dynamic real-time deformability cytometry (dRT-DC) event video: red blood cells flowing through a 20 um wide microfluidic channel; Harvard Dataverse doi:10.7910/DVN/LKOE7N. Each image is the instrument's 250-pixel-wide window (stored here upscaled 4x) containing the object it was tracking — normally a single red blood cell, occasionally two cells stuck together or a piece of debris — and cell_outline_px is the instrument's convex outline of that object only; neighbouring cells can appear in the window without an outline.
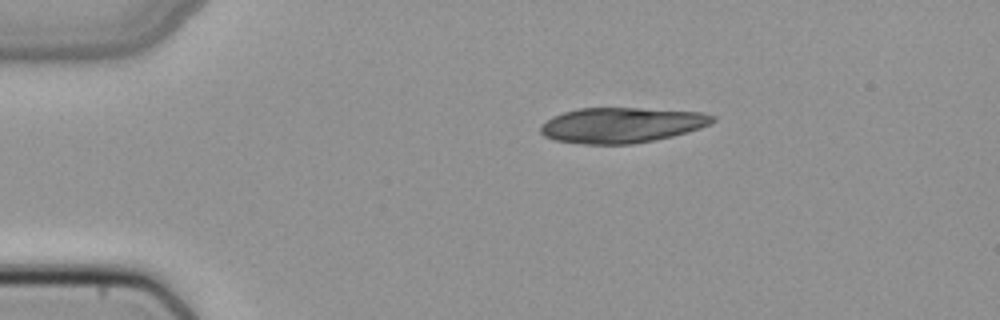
{"species": "common noctule bat (a hibernating species)", "species_latin": "Nyctalus noctula", "temperature_condition": "cold", "stored_images_in_passage": 40, "camera_frame_rate_fps": 3000, "um_per_image_px": 0.085, "animal": {"sex": "female", "body_mass_g": 22.7, "forearm_length_mm": 54.2}, "frame": {"image": 1, "passage_image": 1, "time_ms": 0.0, "image_size_px": [1000, 320], "cell_outline_px": [[716, 120], [700, 128], [688, 132], [672, 136], [632, 144], [584, 144], [556, 140], [544, 136], [540, 132], [540, 128], [552, 116], [564, 112], [580, 108], [640, 108], [704, 112], [716, 116]], "centroid_in_image_um": [52.86, 10.63], "position_along_channel_um": 32.1, "area_um2": 35.32}}
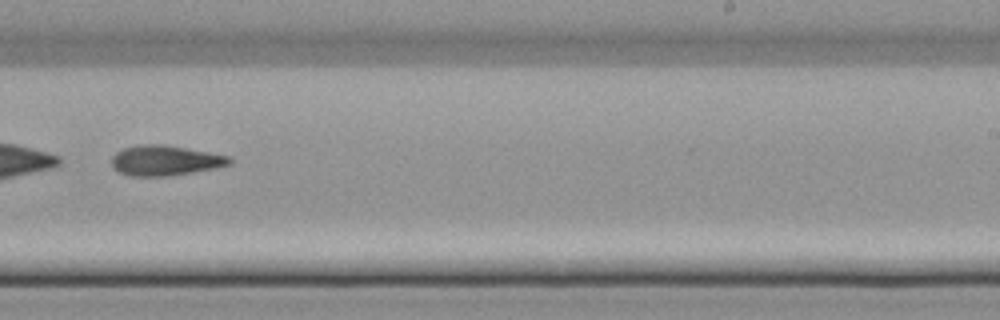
{"frame": {"image": 2, "passage_image": 23, "time_ms": 7.333, "image_size_px": [1000, 320], "cell_outline_px": [[232, 164], [216, 168], [168, 176], [128, 176], [116, 172], [112, 168], [112, 156], [116, 152], [124, 148], [140, 144], [164, 144], [208, 152], [228, 156], [232, 160]], "centroid_in_image_um": [13.99, 13.65], "position_along_channel_um": 275.0, "area_um2": 20.87}}
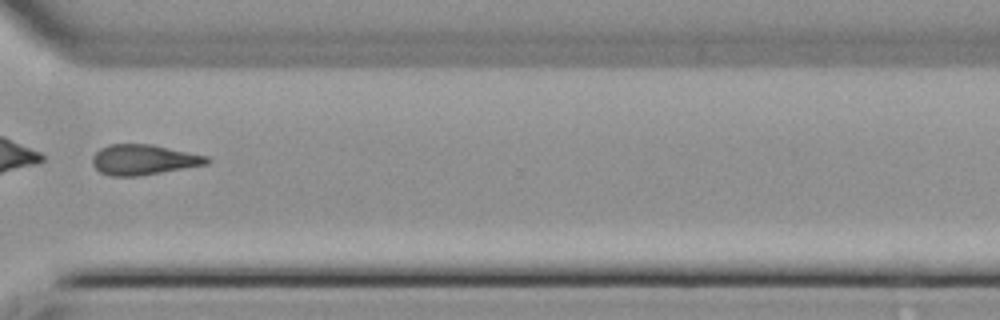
{"frame": {"image": 3, "passage_image": 29, "time_ms": 9.333, "image_size_px": [1000, 320], "cell_outline_px": [[212, 160], [208, 164], [136, 176], [108, 176], [100, 172], [92, 164], [92, 156], [100, 148], [108, 144], [152, 144], [208, 156]], "centroid_in_image_um": [12.19, 13.57], "position_along_channel_um": 358.4, "area_um2": 20.23}}